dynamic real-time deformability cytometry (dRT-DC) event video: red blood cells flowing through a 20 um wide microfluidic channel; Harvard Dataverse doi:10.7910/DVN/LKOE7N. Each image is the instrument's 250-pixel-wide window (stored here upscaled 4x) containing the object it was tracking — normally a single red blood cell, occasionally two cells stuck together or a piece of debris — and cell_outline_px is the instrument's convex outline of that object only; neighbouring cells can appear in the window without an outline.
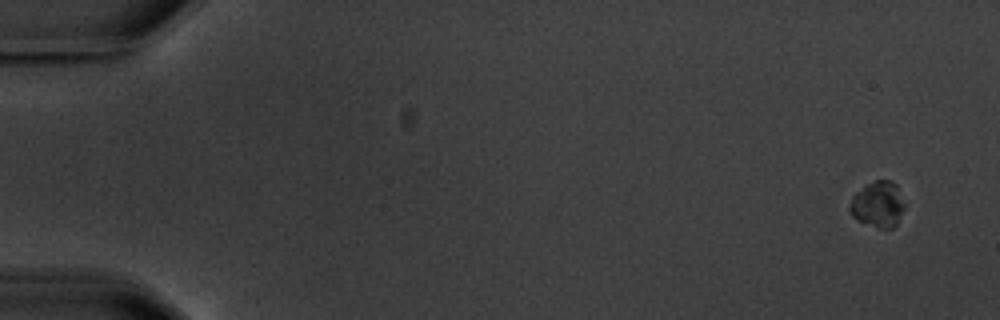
{"species": "common noctule bat (a hibernating species)", "species_latin": "Nyctalus noctula", "temperature_condition": "warm", "stored_images_in_passage": 6, "segment_of_instrument_passage": [1, 2], "camera_frame_rate_fps": 3000, "um_per_image_px": 0.085, "animal": {"sex": "male", "body_mass_g": 20.1, "forearm_length_mm": 53.5}, "frame": {"image": 1, "passage_image": 1, "time_ms": 0.0, "image_size_px": [1000, 320], "cell_outline_px": [[904, 208], [896, 224], [892, 228], [880, 228], [860, 220], [852, 216], [848, 208], [852, 196], [856, 192], [868, 184], [876, 180], [888, 180], [896, 184], [904, 204]], "centroid_in_image_um": [74.61, 17.36], "position_along_channel_um": 10.4, "area_um2": 14.28}}